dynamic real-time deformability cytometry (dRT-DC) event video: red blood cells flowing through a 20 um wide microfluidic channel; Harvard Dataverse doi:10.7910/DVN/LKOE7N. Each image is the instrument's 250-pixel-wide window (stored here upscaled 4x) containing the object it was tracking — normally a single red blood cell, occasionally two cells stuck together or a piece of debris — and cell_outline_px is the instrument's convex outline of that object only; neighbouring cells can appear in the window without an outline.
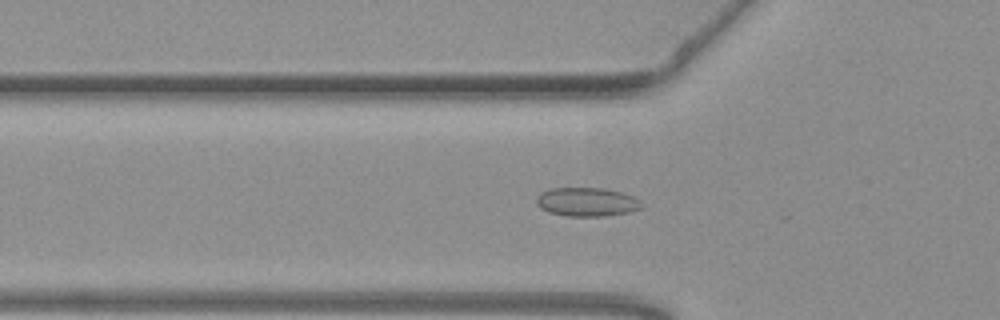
{"species": "common noctule bat (a hibernating species)", "species_latin": "Nyctalus noctula", "temperature_condition": "warm", "stored_images_in_passage": 6, "camera_frame_rate_fps": 3000, "um_per_image_px": 0.085, "animal": {"sex": "female", "body_mass_g": 19.3, "forearm_length_mm": 54.1}, "frame": {"image": 1, "passage_image": 5, "time_ms": 1.333, "image_size_px": [1000, 320], "cell_outline_px": [[644, 208], [632, 212], [604, 216], [564, 216], [548, 212], [540, 208], [536, 204], [536, 196], [540, 192], [548, 188], [604, 188], [620, 192], [632, 196], [640, 200], [644, 204]], "centroid_in_image_um": [49.88, 17.17], "position_along_channel_um": 75.9, "area_um2": 18.03}}